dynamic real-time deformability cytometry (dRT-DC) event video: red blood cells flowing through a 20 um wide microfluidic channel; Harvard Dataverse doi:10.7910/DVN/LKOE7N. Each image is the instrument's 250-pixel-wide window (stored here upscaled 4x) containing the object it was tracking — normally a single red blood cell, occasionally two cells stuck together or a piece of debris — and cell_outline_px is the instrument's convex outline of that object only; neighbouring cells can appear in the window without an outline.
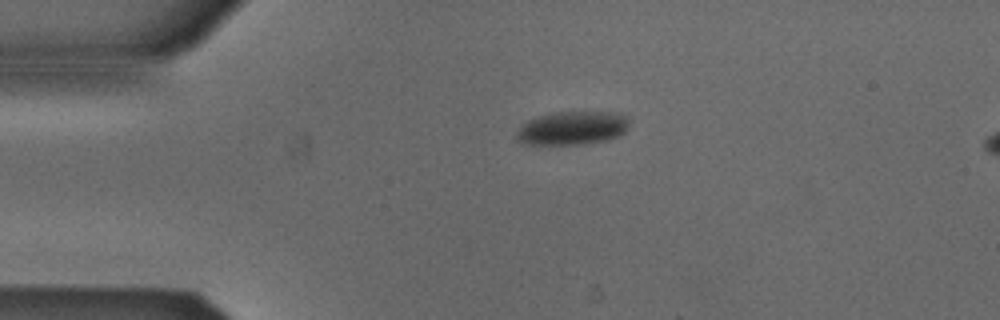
{"species": "Egyptian fruit bat (a non-hibernating species)", "species_latin": "Rousettus aegyptiacus", "temperature_condition": "cold", "stored_images_in_passage": 43, "camera_frame_rate_fps": 3000, "um_per_image_px": 0.085, "animal": {"sex": "male"}, "frame": {"image": 1, "passage_image": 1, "time_ms": 0.0, "image_size_px": [1000, 320], "cell_outline_px": [[628, 128], [624, 132], [608, 140], [584, 144], [524, 144], [516, 136], [516, 132], [520, 124], [528, 120], [552, 112], [620, 112], [628, 120]], "centroid_in_image_um": [48.64, 10.88], "position_along_channel_um": 36.4, "area_um2": 22.02}}
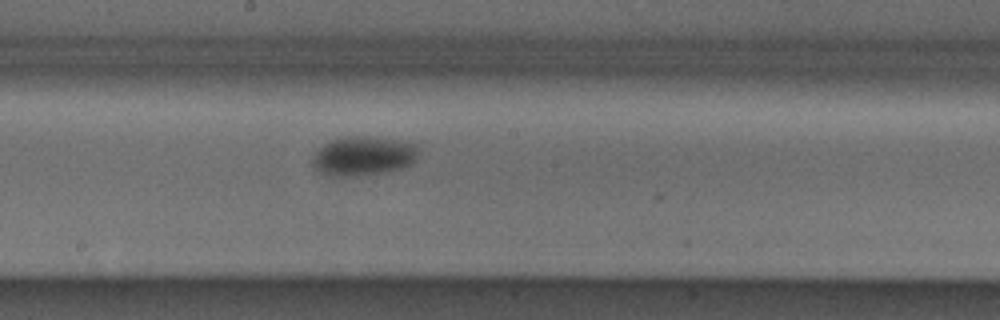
{"frame": {"image": 2, "passage_image": 18, "time_ms": 5.667, "image_size_px": [1000, 320], "cell_outline_px": [[416, 160], [412, 164], [400, 168], [384, 172], [360, 176], [332, 176], [320, 172], [312, 164], [312, 156], [324, 144], [332, 140], [348, 136], [364, 136], [392, 140], [416, 144]], "centroid_in_image_um": [30.85, 13.27], "position_along_channel_um": 217.4, "area_um2": 23.87}}
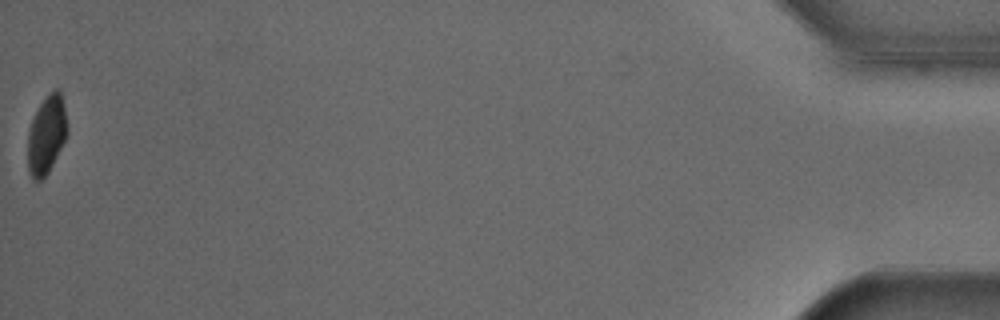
{"frame": {"image": 3, "passage_image": 43, "time_ms": 14.0, "image_size_px": [1000, 320], "cell_outline_px": [[68, 132], [48, 172], [40, 180], [32, 180], [28, 172], [28, 128], [40, 104], [48, 92], [56, 88], [60, 88], [68, 128]], "centroid_in_image_um": [3.94, 11.42], "position_along_channel_um": 431.3, "area_um2": 17.92}}